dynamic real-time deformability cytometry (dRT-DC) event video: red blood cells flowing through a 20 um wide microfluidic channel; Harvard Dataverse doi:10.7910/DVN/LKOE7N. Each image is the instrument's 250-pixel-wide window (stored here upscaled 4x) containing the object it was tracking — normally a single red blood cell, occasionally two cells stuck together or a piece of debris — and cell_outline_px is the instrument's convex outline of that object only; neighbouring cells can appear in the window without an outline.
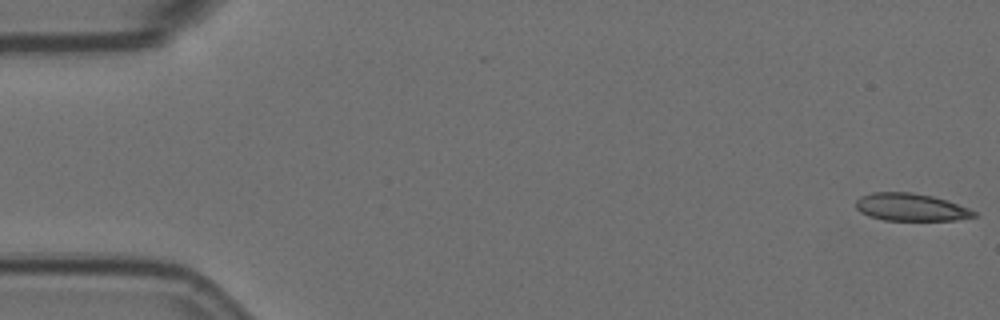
{"species": "Egyptian fruit bat (a non-hibernating species)", "species_latin": "Rousettus aegyptiacus", "temperature_condition": "room temperature", "stored_images_in_passage": 23, "camera_frame_rate_fps": 3000, "um_per_image_px": 0.085, "animal": {"sex": "female"}, "frame": {"image": 1, "passage_image": 1, "time_ms": 0.0, "image_size_px": [1000, 320], "cell_outline_px": [[980, 216], [956, 220], [884, 220], [868, 216], [860, 212], [856, 208], [856, 200], [860, 196], [872, 192], [908, 192], [932, 196], [968, 208], [976, 212]], "centroid_in_image_um": [77.39, 17.62], "position_along_channel_um": 7.6, "area_um2": 18.9}}
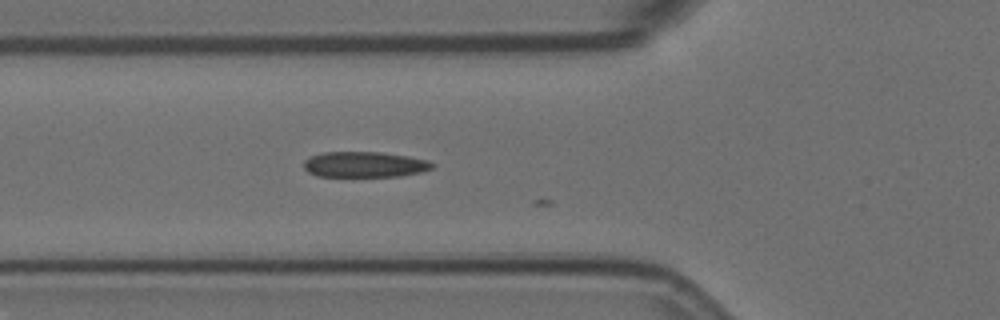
{"frame": {"image": 2, "passage_image": 20, "time_ms": 6.333, "image_size_px": [1000, 320], "cell_outline_px": [[436, 164], [432, 168], [420, 172], [400, 176], [316, 176], [308, 172], [304, 168], [304, 160], [312, 156], [324, 152], [384, 152], [408, 156], [428, 160]], "centroid_in_image_um": [31.0, 13.97], "position_along_channel_um": 94.8, "area_um2": 19.19}}